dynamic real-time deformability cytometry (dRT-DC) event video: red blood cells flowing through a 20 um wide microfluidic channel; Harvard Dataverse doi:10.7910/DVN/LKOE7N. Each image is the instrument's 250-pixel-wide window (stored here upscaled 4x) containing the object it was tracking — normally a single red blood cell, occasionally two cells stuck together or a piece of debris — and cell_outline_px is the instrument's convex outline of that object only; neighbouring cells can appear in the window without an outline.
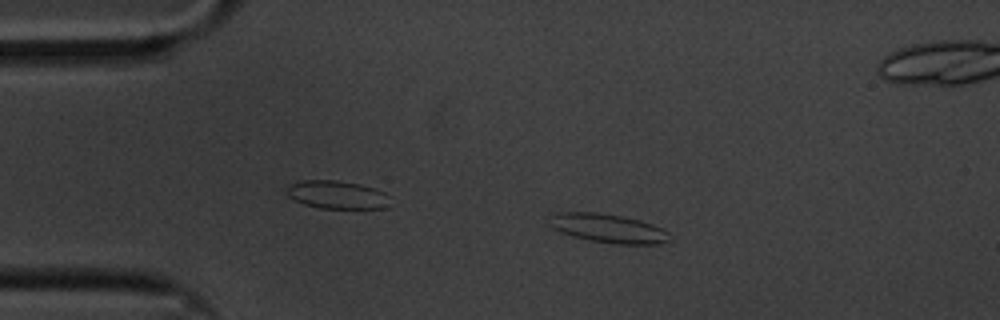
{"species": "common noctule bat (a hibernating species)", "species_latin": "Nyctalus noctula", "temperature_condition": "cold", "stored_images_in_passage": 50, "camera_frame_rate_fps": 3000, "um_per_image_px": 0.085, "animal": {"sex": "male", "body_mass_g": 20.1, "forearm_length_mm": 53.5}, "frame": {"image": 1, "passage_image": 8, "time_ms": 2.333, "image_size_px": [1000, 320], "cell_outline_px": [[672, 240], [660, 244], [616, 244], [588, 240], [572, 236], [560, 232], [552, 228], [548, 224], [552, 216], [560, 212], [596, 212], [624, 216], [640, 220], [652, 224], [668, 232]], "centroid_in_image_um": [51.71, 19.41], "position_along_channel_um": 33.3, "area_um2": 20.35}}
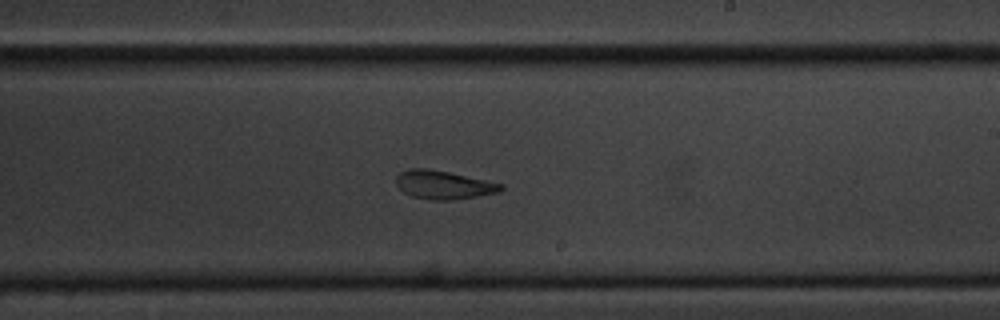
{"frame": {"image": 2, "passage_image": 31, "time_ms": 10.0, "image_size_px": [1000, 320], "cell_outline_px": [[504, 188], [500, 192], [452, 200], [432, 200], [412, 196], [404, 192], [396, 184], [396, 176], [400, 172], [408, 168], [428, 168], [448, 172], [504, 184]], "centroid_in_image_um": [37.69, 15.7], "position_along_channel_um": 251.3, "area_um2": 17.34}}
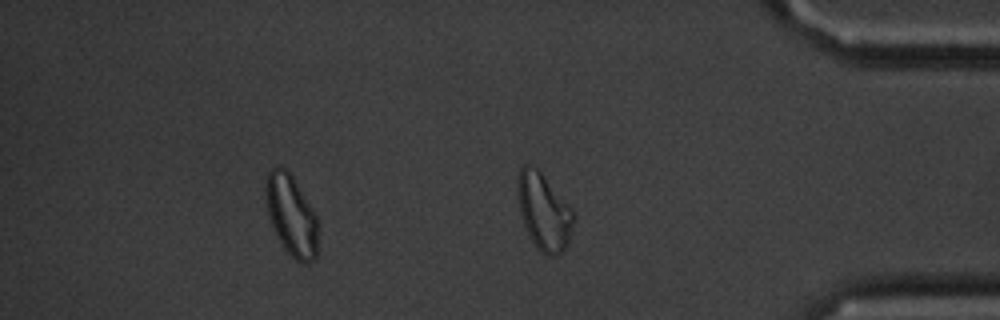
{"frame": {"image": 3, "passage_image": 45, "time_ms": 14.667, "image_size_px": [1000, 320], "cell_outline_px": [[316, 256], [308, 264], [300, 264], [284, 248], [272, 224], [268, 212], [264, 196], [264, 188], [268, 172], [272, 168], [284, 168], [292, 176], [312, 208], [316, 216]], "centroid_in_image_um": [24.74, 18.31], "position_along_channel_um": 410.5, "area_um2": 24.04}, "authors_computed_cell_mechanics": {"area_um2": 18.785, "velocity_mm_per_s": 3.3731, "shape_relaxation_time_tau1_ms": 3.946, "shape_relaxation_time_tau2_ms": 2.5068, "deformation_change_tau1": 0.1448, "deformation_change_tau2": 0.0746}}